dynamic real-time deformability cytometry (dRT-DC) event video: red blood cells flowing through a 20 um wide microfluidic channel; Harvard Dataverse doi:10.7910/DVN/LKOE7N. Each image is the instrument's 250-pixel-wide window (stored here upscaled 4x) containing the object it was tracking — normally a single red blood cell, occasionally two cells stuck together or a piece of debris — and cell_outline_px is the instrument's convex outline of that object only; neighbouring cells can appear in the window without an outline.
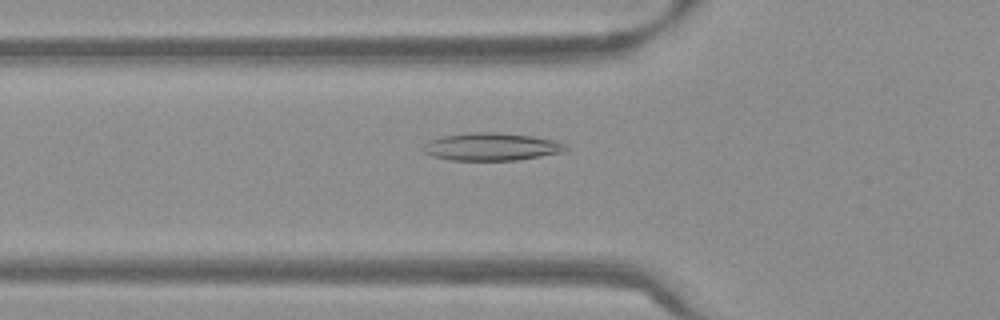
{"species": "Egyptian fruit bat (a non-hibernating species)", "species_latin": "Rousettus aegyptiacus", "temperature_condition": "warm", "stored_images_in_passage": 54, "camera_frame_rate_fps": 3000, "um_per_image_px": 0.085, "frame": {"image": 1, "passage_image": 19, "time_ms": 6.0, "image_size_px": [1000, 320], "cell_outline_px": [[568, 148], [564, 152], [516, 160], [448, 160], [432, 156], [424, 152], [424, 144], [428, 140], [440, 136], [472, 132], [496, 132], [532, 136], [552, 140], [564, 144]], "centroid_in_image_um": [41.73, 12.47], "position_along_channel_um": 84.1, "area_um2": 22.95}}
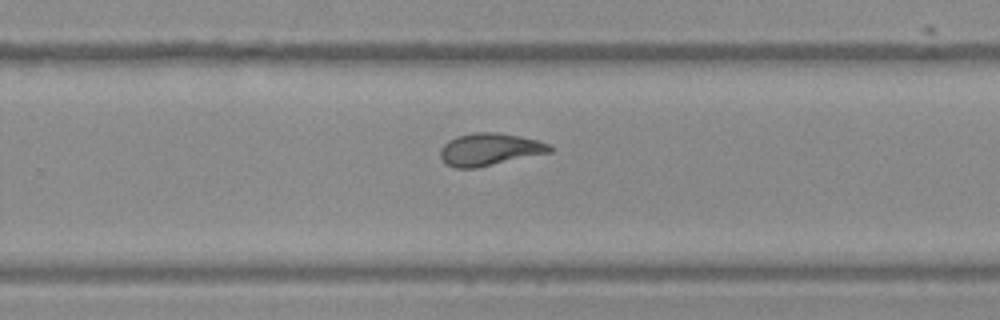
{"frame": {"image": 2, "passage_image": 35, "time_ms": 11.333, "image_size_px": [1000, 320], "cell_outline_px": [[552, 152], [476, 168], [456, 168], [444, 164], [440, 156], [440, 148], [448, 140], [456, 136], [472, 132], [496, 132], [520, 136], [536, 140], [548, 144], [552, 148]], "centroid_in_image_um": [41.57, 12.7], "position_along_channel_um": 288.2, "area_um2": 20.75}}
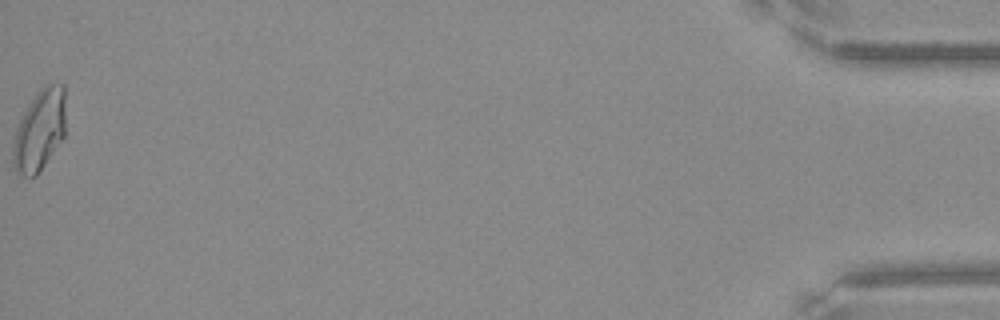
{"frame": {"image": 3, "passage_image": 54, "time_ms": 17.667, "image_size_px": [1000, 320], "cell_outline_px": [[64, 136], [36, 176], [20, 176], [16, 172], [12, 164], [12, 148], [16, 128], [28, 104], [36, 92], [44, 84], [64, 84]], "centroid_in_image_um": [3.33, 11.07], "position_along_channel_um": 431.9, "area_um2": 24.85}, "authors_computed_cell_mechanics": {"area_um2": 21.4149, "velocity_mm_per_s": 3.8152, "shape_relaxation_time_tau1_ms": null, "shape_relaxation_time_tau2_ms": 1.3975, "deformation_change_tau1": null, "deformation_change_tau2": 0.0726}}